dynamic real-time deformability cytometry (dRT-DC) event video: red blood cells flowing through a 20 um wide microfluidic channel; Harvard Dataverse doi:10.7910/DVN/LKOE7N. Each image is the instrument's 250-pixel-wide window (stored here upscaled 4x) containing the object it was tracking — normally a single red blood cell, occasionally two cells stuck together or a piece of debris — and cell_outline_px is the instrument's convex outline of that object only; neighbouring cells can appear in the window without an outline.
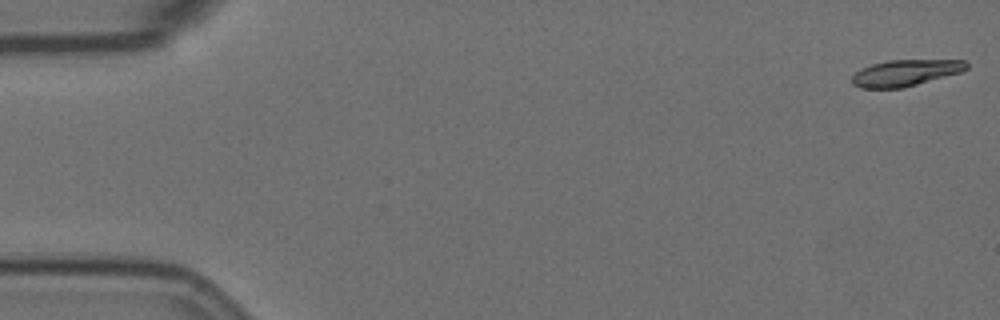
{"species": "Egyptian fruit bat (a non-hibernating species)", "species_latin": "Rousettus aegyptiacus", "temperature_condition": "room temperature", "stored_images_in_passage": 57, "camera_frame_rate_fps": 3000, "um_per_image_px": 0.085, "animal": {"sex": "female"}, "frame": {"image": 1, "passage_image": 1, "time_ms": 0.0, "image_size_px": [1000, 320], "cell_outline_px": [[968, 68], [960, 72], [916, 84], [900, 88], [860, 88], [852, 84], [852, 76], [860, 68], [872, 64], [888, 60], [964, 60], [968, 64]], "centroid_in_image_um": [76.92, 6.18], "position_along_channel_um": 8.1, "area_um2": 17.4}}
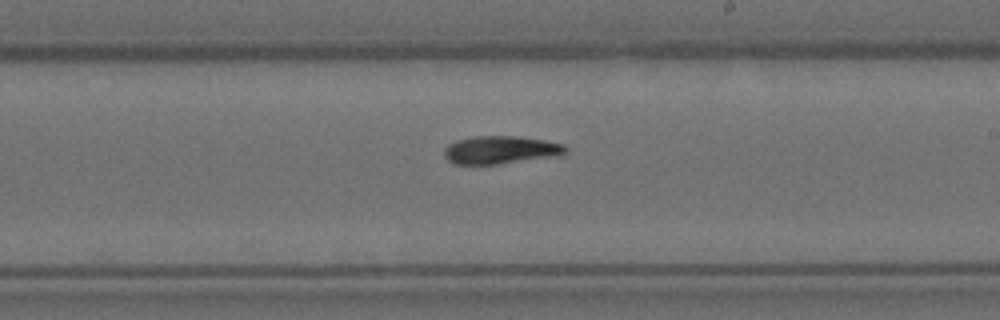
{"frame": {"image": 2, "passage_image": 33, "time_ms": 10.667, "image_size_px": [1000, 320], "cell_outline_px": [[568, 148], [560, 156], [496, 164], [452, 164], [444, 156], [444, 148], [448, 144], [456, 140], [472, 136], [512, 136], [544, 140], [564, 144]], "centroid_in_image_um": [42.52, 12.74], "position_along_channel_um": 246.5, "area_um2": 19.83}}
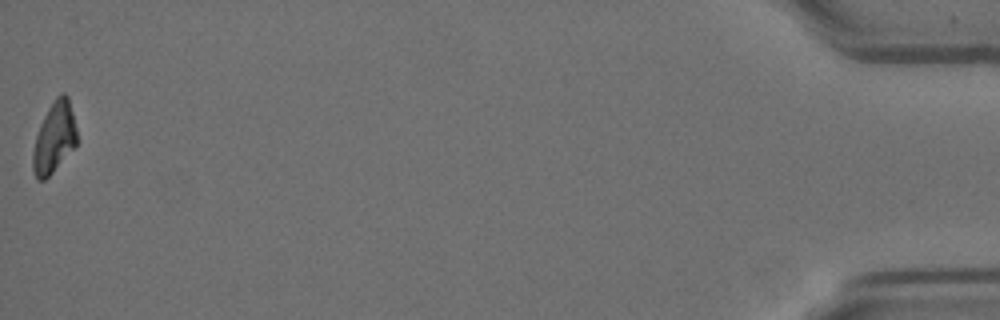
{"frame": {"image": 3, "passage_image": 57, "time_ms": 18.667, "image_size_px": [1000, 320], "cell_outline_px": [[76, 144], [52, 172], [44, 180], [36, 180], [32, 168], [32, 152], [36, 136], [40, 124], [48, 108], [56, 96], [60, 92], [64, 92], [68, 96], [76, 128]], "centroid_in_image_um": [4.58, 11.68], "position_along_channel_um": 430.6, "area_um2": 17.92}, "authors_computed_cell_mechanics": {"area_um2": 19.0162, "velocity_mm_per_s": 3.5387, "shape_relaxation_time_tau1_ms": 8.0351, "shape_relaxation_time_tau2_ms": null, "deformation_change_tau1": 0.2008, "deformation_change_tau2": null}}